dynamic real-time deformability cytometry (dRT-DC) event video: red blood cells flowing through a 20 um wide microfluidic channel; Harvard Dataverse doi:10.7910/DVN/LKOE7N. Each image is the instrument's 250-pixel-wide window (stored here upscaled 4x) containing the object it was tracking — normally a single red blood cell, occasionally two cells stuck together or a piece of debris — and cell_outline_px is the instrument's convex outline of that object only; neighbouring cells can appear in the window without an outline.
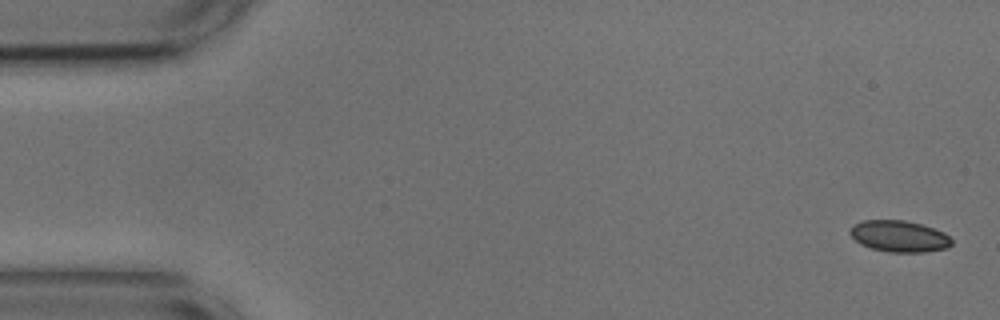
{"species": "common noctule bat (a hibernating species)", "species_latin": "Nyctalus noctula", "temperature_condition": "cold", "stored_images_in_passage": 4, "camera_frame_rate_fps": 3000, "um_per_image_px": 0.085, "animal": {"sex": "male", "body_mass_g": 17.9, "forearm_length_mm": 54.2}, "frame": {"image": 1, "passage_image": 1, "time_ms": 0.0, "image_size_px": [1000, 320], "cell_outline_px": [[952, 244], [948, 248], [924, 252], [888, 252], [872, 248], [860, 244], [848, 232], [852, 224], [864, 220], [904, 220], [920, 224], [944, 232], [952, 240]], "centroid_in_image_um": [76.42, 20.08], "position_along_channel_um": 8.6, "area_um2": 18.61}}
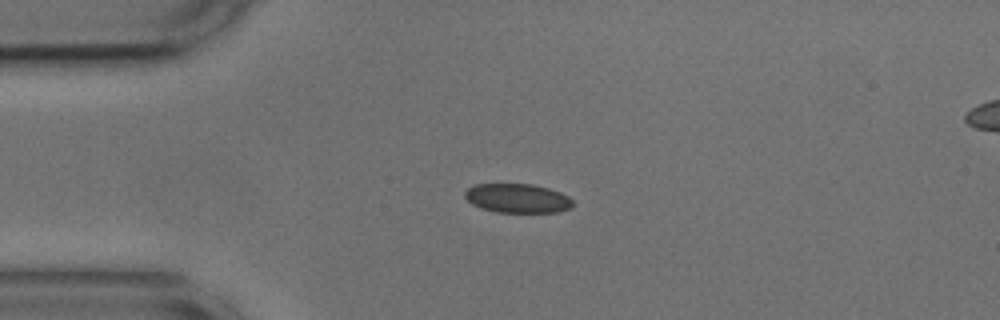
{"frame": {"image": 2, "passage_image": 4, "time_ms": 1.0, "image_size_px": [1000, 320], "cell_outline_px": [[572, 208], [556, 212], [496, 212], [480, 208], [472, 204], [464, 196], [464, 192], [468, 188], [476, 184], [532, 184], [548, 188], [560, 192], [568, 196], [572, 200]], "centroid_in_image_um": [43.97, 16.85], "position_along_channel_um": 41.0, "area_um2": 18.32}}